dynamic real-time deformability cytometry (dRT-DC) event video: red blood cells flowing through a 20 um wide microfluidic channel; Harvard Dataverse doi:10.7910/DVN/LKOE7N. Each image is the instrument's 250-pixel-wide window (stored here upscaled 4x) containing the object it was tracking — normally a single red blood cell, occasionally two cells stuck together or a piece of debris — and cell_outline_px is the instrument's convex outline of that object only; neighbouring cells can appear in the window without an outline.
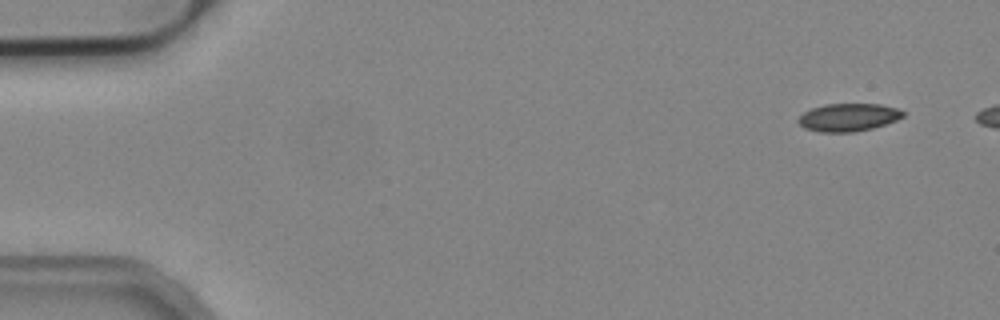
{"species": "common noctule bat (a hibernating species)", "species_latin": "Nyctalus noctula", "temperature_condition": "cold", "stored_images_in_passage": 14, "camera_frame_rate_fps": 3000, "um_per_image_px": 0.085, "animal": {"sex": "male", "body_mass_g": 19.2, "forearm_length_mm": 51.8}, "frame": {"image": 1, "passage_image": 1, "time_ms": 0.0, "image_size_px": [1000, 320], "cell_outline_px": [[904, 116], [896, 120], [872, 128], [852, 132], [820, 132], [804, 128], [796, 120], [804, 112], [812, 108], [824, 104], [880, 104], [896, 108], [904, 112]], "centroid_in_image_um": [72.08, 9.97], "position_along_channel_um": 12.9, "area_um2": 16.88}}